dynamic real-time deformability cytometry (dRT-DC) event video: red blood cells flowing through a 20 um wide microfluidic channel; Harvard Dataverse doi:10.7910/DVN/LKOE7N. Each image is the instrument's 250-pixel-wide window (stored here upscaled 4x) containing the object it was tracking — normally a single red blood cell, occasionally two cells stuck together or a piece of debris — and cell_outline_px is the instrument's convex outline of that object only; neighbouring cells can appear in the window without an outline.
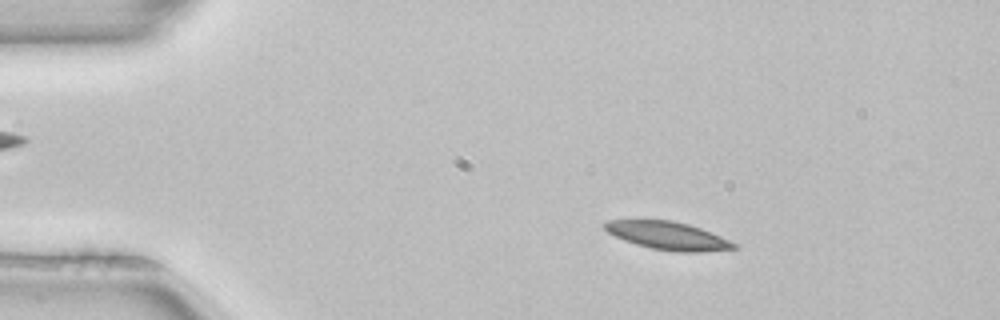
{"species": "common noctule bat (a hibernating species)", "species_latin": "Nyctalus noctula", "temperature_condition": "room temperature", "stored_images_in_passage": 51, "camera_frame_rate_fps": 3000, "um_per_image_px": 0.085, "animal": {"sex": "female", "body_mass_g": 22.7, "forearm_length_mm": 54.2}, "frame": {"image": 1, "passage_image": 8, "time_ms": 2.333, "image_size_px": [1000, 320], "cell_outline_px": [[740, 248], [700, 252], [676, 252], [652, 248], [636, 244], [624, 240], [608, 232], [600, 224], [604, 220], [672, 220], [688, 224], [700, 228], [720, 236], [736, 244]], "centroid_in_image_um": [56.74, 20.03], "position_along_channel_um": 28.3, "area_um2": 21.04}}
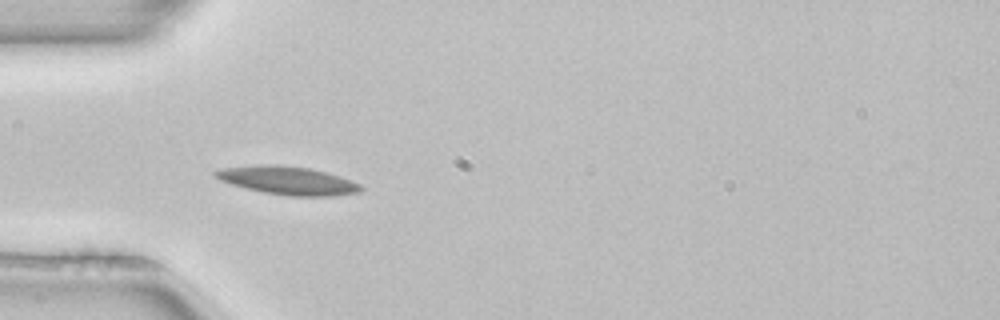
{"frame": {"image": 2, "passage_image": 15, "time_ms": 4.667, "image_size_px": [1000, 320], "cell_outline_px": [[364, 188], [360, 192], [332, 196], [288, 196], [264, 192], [232, 184], [220, 180], [212, 176], [212, 172], [220, 168], [256, 164], [280, 164], [308, 168], [340, 176], [360, 184]], "centroid_in_image_um": [24.42, 15.33], "position_along_channel_um": 60.6, "area_um2": 24.04}}
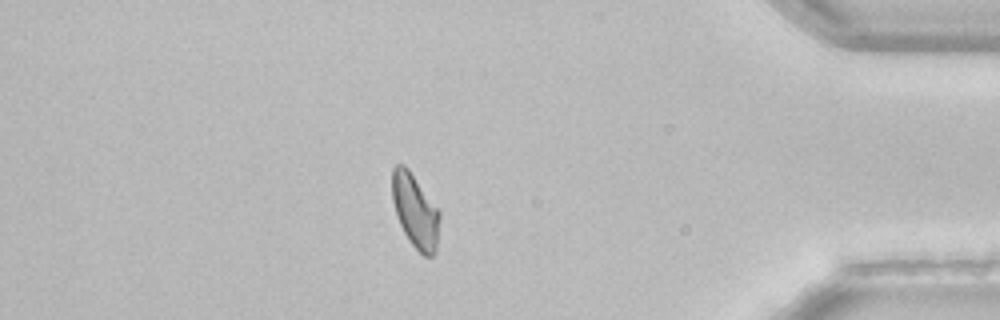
{"frame": {"image": 3, "passage_image": 44, "time_ms": 14.333, "image_size_px": [1000, 320], "cell_outline_px": [[440, 220], [436, 252], [432, 256], [424, 256], [408, 240], [396, 216], [392, 200], [392, 168], [396, 164], [404, 164], [408, 168], [440, 212]], "centroid_in_image_um": [35.28, 17.93], "position_along_channel_um": 399.9, "area_um2": 20.4}, "authors_computed_cell_mechanics": {"area_um2": 20.9814, "velocity_mm_per_s": 3.9507, "shape_relaxation_time_tau1_ms": 4.5614, "shape_relaxation_time_tau2_ms": null, "deformation_change_tau1": 0.1503, "deformation_change_tau2": null}}